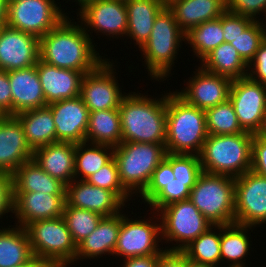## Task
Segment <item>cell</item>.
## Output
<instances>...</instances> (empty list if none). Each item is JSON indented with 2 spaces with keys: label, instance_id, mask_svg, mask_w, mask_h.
Wrapping results in <instances>:
<instances>
[{
  "label": "cell",
  "instance_id": "1",
  "mask_svg": "<svg viewBox=\"0 0 266 267\" xmlns=\"http://www.w3.org/2000/svg\"><path fill=\"white\" fill-rule=\"evenodd\" d=\"M67 15L40 38V59L50 65L82 72L95 70L105 59L94 48L83 24L71 22ZM75 24V25H74Z\"/></svg>",
  "mask_w": 266,
  "mask_h": 267
},
{
  "label": "cell",
  "instance_id": "2",
  "mask_svg": "<svg viewBox=\"0 0 266 267\" xmlns=\"http://www.w3.org/2000/svg\"><path fill=\"white\" fill-rule=\"evenodd\" d=\"M131 93L125 95L119 106L122 142L165 144L168 93L159 99Z\"/></svg>",
  "mask_w": 266,
  "mask_h": 267
},
{
  "label": "cell",
  "instance_id": "3",
  "mask_svg": "<svg viewBox=\"0 0 266 267\" xmlns=\"http://www.w3.org/2000/svg\"><path fill=\"white\" fill-rule=\"evenodd\" d=\"M167 153L199 155L208 137L205 110L188 104L176 91L166 102Z\"/></svg>",
  "mask_w": 266,
  "mask_h": 267
},
{
  "label": "cell",
  "instance_id": "4",
  "mask_svg": "<svg viewBox=\"0 0 266 267\" xmlns=\"http://www.w3.org/2000/svg\"><path fill=\"white\" fill-rule=\"evenodd\" d=\"M253 135H208L199 153L202 171L233 178L250 171Z\"/></svg>",
  "mask_w": 266,
  "mask_h": 267
},
{
  "label": "cell",
  "instance_id": "5",
  "mask_svg": "<svg viewBox=\"0 0 266 267\" xmlns=\"http://www.w3.org/2000/svg\"><path fill=\"white\" fill-rule=\"evenodd\" d=\"M181 41H185V33L165 6L155 18L149 39L139 49L152 80L159 81L171 74Z\"/></svg>",
  "mask_w": 266,
  "mask_h": 267
},
{
  "label": "cell",
  "instance_id": "6",
  "mask_svg": "<svg viewBox=\"0 0 266 267\" xmlns=\"http://www.w3.org/2000/svg\"><path fill=\"white\" fill-rule=\"evenodd\" d=\"M166 154L165 144L122 142L114 147L113 158L123 187L131 195H141Z\"/></svg>",
  "mask_w": 266,
  "mask_h": 267
},
{
  "label": "cell",
  "instance_id": "7",
  "mask_svg": "<svg viewBox=\"0 0 266 267\" xmlns=\"http://www.w3.org/2000/svg\"><path fill=\"white\" fill-rule=\"evenodd\" d=\"M235 178L202 172L190 190V201L213 225L235 223Z\"/></svg>",
  "mask_w": 266,
  "mask_h": 267
},
{
  "label": "cell",
  "instance_id": "8",
  "mask_svg": "<svg viewBox=\"0 0 266 267\" xmlns=\"http://www.w3.org/2000/svg\"><path fill=\"white\" fill-rule=\"evenodd\" d=\"M25 229L34 257L46 261L49 265L74 264L77 245L62 216L31 222Z\"/></svg>",
  "mask_w": 266,
  "mask_h": 267
},
{
  "label": "cell",
  "instance_id": "9",
  "mask_svg": "<svg viewBox=\"0 0 266 267\" xmlns=\"http://www.w3.org/2000/svg\"><path fill=\"white\" fill-rule=\"evenodd\" d=\"M154 213L159 216L156 219H160L157 220V223H161V239L166 240L167 243L169 241L176 242L169 250L182 251L193 240L213 226L190 199L169 204L158 213Z\"/></svg>",
  "mask_w": 266,
  "mask_h": 267
},
{
  "label": "cell",
  "instance_id": "10",
  "mask_svg": "<svg viewBox=\"0 0 266 267\" xmlns=\"http://www.w3.org/2000/svg\"><path fill=\"white\" fill-rule=\"evenodd\" d=\"M55 2V0L9 1L6 25L40 39L66 17V13H63V9Z\"/></svg>",
  "mask_w": 266,
  "mask_h": 267
},
{
  "label": "cell",
  "instance_id": "11",
  "mask_svg": "<svg viewBox=\"0 0 266 267\" xmlns=\"http://www.w3.org/2000/svg\"><path fill=\"white\" fill-rule=\"evenodd\" d=\"M113 63L105 59L95 70L86 73L81 82L80 97L89 112L117 109L125 92L119 88Z\"/></svg>",
  "mask_w": 266,
  "mask_h": 267
},
{
  "label": "cell",
  "instance_id": "12",
  "mask_svg": "<svg viewBox=\"0 0 266 267\" xmlns=\"http://www.w3.org/2000/svg\"><path fill=\"white\" fill-rule=\"evenodd\" d=\"M235 223L266 224V177L252 170L235 178Z\"/></svg>",
  "mask_w": 266,
  "mask_h": 267
},
{
  "label": "cell",
  "instance_id": "13",
  "mask_svg": "<svg viewBox=\"0 0 266 267\" xmlns=\"http://www.w3.org/2000/svg\"><path fill=\"white\" fill-rule=\"evenodd\" d=\"M145 219H129L122 214L121 227L113 255L124 259L149 255H159L163 248L158 245L162 239L161 223ZM150 221V222H149ZM160 235V236H159ZM160 240V241H158ZM162 249V250H161Z\"/></svg>",
  "mask_w": 266,
  "mask_h": 267
},
{
  "label": "cell",
  "instance_id": "14",
  "mask_svg": "<svg viewBox=\"0 0 266 267\" xmlns=\"http://www.w3.org/2000/svg\"><path fill=\"white\" fill-rule=\"evenodd\" d=\"M229 100L232 102L241 128L256 134L266 112V86L248 76L234 79Z\"/></svg>",
  "mask_w": 266,
  "mask_h": 267
},
{
  "label": "cell",
  "instance_id": "15",
  "mask_svg": "<svg viewBox=\"0 0 266 267\" xmlns=\"http://www.w3.org/2000/svg\"><path fill=\"white\" fill-rule=\"evenodd\" d=\"M79 10L80 23L84 24L87 33L91 27L96 33L101 32L112 38L127 35V8L124 1L88 0Z\"/></svg>",
  "mask_w": 266,
  "mask_h": 267
},
{
  "label": "cell",
  "instance_id": "16",
  "mask_svg": "<svg viewBox=\"0 0 266 267\" xmlns=\"http://www.w3.org/2000/svg\"><path fill=\"white\" fill-rule=\"evenodd\" d=\"M40 59V39L7 25L0 29V69L11 71L25 69Z\"/></svg>",
  "mask_w": 266,
  "mask_h": 267
},
{
  "label": "cell",
  "instance_id": "17",
  "mask_svg": "<svg viewBox=\"0 0 266 267\" xmlns=\"http://www.w3.org/2000/svg\"><path fill=\"white\" fill-rule=\"evenodd\" d=\"M196 71L186 83V88L176 91L188 104L206 110L229 99L231 78L207 72L202 67Z\"/></svg>",
  "mask_w": 266,
  "mask_h": 267
},
{
  "label": "cell",
  "instance_id": "18",
  "mask_svg": "<svg viewBox=\"0 0 266 267\" xmlns=\"http://www.w3.org/2000/svg\"><path fill=\"white\" fill-rule=\"evenodd\" d=\"M65 200L67 206L93 211L103 217L119 214L125 206L114 192L78 179L65 186Z\"/></svg>",
  "mask_w": 266,
  "mask_h": 267
},
{
  "label": "cell",
  "instance_id": "19",
  "mask_svg": "<svg viewBox=\"0 0 266 267\" xmlns=\"http://www.w3.org/2000/svg\"><path fill=\"white\" fill-rule=\"evenodd\" d=\"M56 126V143L85 141L89 110L80 96L47 105Z\"/></svg>",
  "mask_w": 266,
  "mask_h": 267
},
{
  "label": "cell",
  "instance_id": "20",
  "mask_svg": "<svg viewBox=\"0 0 266 267\" xmlns=\"http://www.w3.org/2000/svg\"><path fill=\"white\" fill-rule=\"evenodd\" d=\"M32 157L33 150L20 121L9 115L0 118V172L13 174Z\"/></svg>",
  "mask_w": 266,
  "mask_h": 267
},
{
  "label": "cell",
  "instance_id": "21",
  "mask_svg": "<svg viewBox=\"0 0 266 267\" xmlns=\"http://www.w3.org/2000/svg\"><path fill=\"white\" fill-rule=\"evenodd\" d=\"M65 204V194L14 192L16 225L25 228L31 222L61 217Z\"/></svg>",
  "mask_w": 266,
  "mask_h": 267
},
{
  "label": "cell",
  "instance_id": "22",
  "mask_svg": "<svg viewBox=\"0 0 266 267\" xmlns=\"http://www.w3.org/2000/svg\"><path fill=\"white\" fill-rule=\"evenodd\" d=\"M36 67L47 105L80 96L82 72L58 68L41 59Z\"/></svg>",
  "mask_w": 266,
  "mask_h": 267
},
{
  "label": "cell",
  "instance_id": "23",
  "mask_svg": "<svg viewBox=\"0 0 266 267\" xmlns=\"http://www.w3.org/2000/svg\"><path fill=\"white\" fill-rule=\"evenodd\" d=\"M12 92V116L47 106L36 65L8 71Z\"/></svg>",
  "mask_w": 266,
  "mask_h": 267
},
{
  "label": "cell",
  "instance_id": "24",
  "mask_svg": "<svg viewBox=\"0 0 266 267\" xmlns=\"http://www.w3.org/2000/svg\"><path fill=\"white\" fill-rule=\"evenodd\" d=\"M75 148L73 142H57L37 148L32 159L47 174L65 186L75 179Z\"/></svg>",
  "mask_w": 266,
  "mask_h": 267
},
{
  "label": "cell",
  "instance_id": "25",
  "mask_svg": "<svg viewBox=\"0 0 266 267\" xmlns=\"http://www.w3.org/2000/svg\"><path fill=\"white\" fill-rule=\"evenodd\" d=\"M122 213L103 217L97 228L77 245L75 261L113 255L121 227ZM108 253V254H107Z\"/></svg>",
  "mask_w": 266,
  "mask_h": 267
},
{
  "label": "cell",
  "instance_id": "26",
  "mask_svg": "<svg viewBox=\"0 0 266 267\" xmlns=\"http://www.w3.org/2000/svg\"><path fill=\"white\" fill-rule=\"evenodd\" d=\"M167 7L180 29L187 33L201 23L219 18L226 11V0H176Z\"/></svg>",
  "mask_w": 266,
  "mask_h": 267
},
{
  "label": "cell",
  "instance_id": "27",
  "mask_svg": "<svg viewBox=\"0 0 266 267\" xmlns=\"http://www.w3.org/2000/svg\"><path fill=\"white\" fill-rule=\"evenodd\" d=\"M127 35L138 48L149 39L153 24L158 13L165 7L161 0H128Z\"/></svg>",
  "mask_w": 266,
  "mask_h": 267
},
{
  "label": "cell",
  "instance_id": "28",
  "mask_svg": "<svg viewBox=\"0 0 266 267\" xmlns=\"http://www.w3.org/2000/svg\"><path fill=\"white\" fill-rule=\"evenodd\" d=\"M15 117L22 124L26 140L33 151L56 143V126L48 106L26 110Z\"/></svg>",
  "mask_w": 266,
  "mask_h": 267
},
{
  "label": "cell",
  "instance_id": "29",
  "mask_svg": "<svg viewBox=\"0 0 266 267\" xmlns=\"http://www.w3.org/2000/svg\"><path fill=\"white\" fill-rule=\"evenodd\" d=\"M12 175L14 192L65 194V185L47 174L33 159L23 163Z\"/></svg>",
  "mask_w": 266,
  "mask_h": 267
},
{
  "label": "cell",
  "instance_id": "30",
  "mask_svg": "<svg viewBox=\"0 0 266 267\" xmlns=\"http://www.w3.org/2000/svg\"><path fill=\"white\" fill-rule=\"evenodd\" d=\"M85 141L117 147L122 143L119 108L89 112Z\"/></svg>",
  "mask_w": 266,
  "mask_h": 267
},
{
  "label": "cell",
  "instance_id": "31",
  "mask_svg": "<svg viewBox=\"0 0 266 267\" xmlns=\"http://www.w3.org/2000/svg\"><path fill=\"white\" fill-rule=\"evenodd\" d=\"M200 66L207 72L232 80L246 77L248 74V64L241 58L237 49L228 42H223L212 50L201 61Z\"/></svg>",
  "mask_w": 266,
  "mask_h": 267
},
{
  "label": "cell",
  "instance_id": "32",
  "mask_svg": "<svg viewBox=\"0 0 266 267\" xmlns=\"http://www.w3.org/2000/svg\"><path fill=\"white\" fill-rule=\"evenodd\" d=\"M10 227L0 229V267L23 265L34 257L26 229Z\"/></svg>",
  "mask_w": 266,
  "mask_h": 267
},
{
  "label": "cell",
  "instance_id": "33",
  "mask_svg": "<svg viewBox=\"0 0 266 267\" xmlns=\"http://www.w3.org/2000/svg\"><path fill=\"white\" fill-rule=\"evenodd\" d=\"M248 229L251 230L252 227L236 223L220 225L221 261H231L227 267H245V263L241 259L248 255L251 248Z\"/></svg>",
  "mask_w": 266,
  "mask_h": 267
},
{
  "label": "cell",
  "instance_id": "34",
  "mask_svg": "<svg viewBox=\"0 0 266 267\" xmlns=\"http://www.w3.org/2000/svg\"><path fill=\"white\" fill-rule=\"evenodd\" d=\"M113 154L114 147L108 145H100L86 141L76 143L74 163L75 179L86 180L90 175L98 172L106 165L113 158Z\"/></svg>",
  "mask_w": 266,
  "mask_h": 267
},
{
  "label": "cell",
  "instance_id": "35",
  "mask_svg": "<svg viewBox=\"0 0 266 267\" xmlns=\"http://www.w3.org/2000/svg\"><path fill=\"white\" fill-rule=\"evenodd\" d=\"M185 40L192 47L194 55L202 61L212 50L224 42L222 15L191 28L185 33Z\"/></svg>",
  "mask_w": 266,
  "mask_h": 267
},
{
  "label": "cell",
  "instance_id": "36",
  "mask_svg": "<svg viewBox=\"0 0 266 267\" xmlns=\"http://www.w3.org/2000/svg\"><path fill=\"white\" fill-rule=\"evenodd\" d=\"M213 228L214 230L218 229L219 232H215L212 230ZM182 251L193 263L218 267L221 263L220 225L211 226Z\"/></svg>",
  "mask_w": 266,
  "mask_h": 267
},
{
  "label": "cell",
  "instance_id": "37",
  "mask_svg": "<svg viewBox=\"0 0 266 267\" xmlns=\"http://www.w3.org/2000/svg\"><path fill=\"white\" fill-rule=\"evenodd\" d=\"M208 135L239 134L244 131L237 119L232 102L228 99L205 110Z\"/></svg>",
  "mask_w": 266,
  "mask_h": 267
},
{
  "label": "cell",
  "instance_id": "38",
  "mask_svg": "<svg viewBox=\"0 0 266 267\" xmlns=\"http://www.w3.org/2000/svg\"><path fill=\"white\" fill-rule=\"evenodd\" d=\"M62 217L76 245L90 235L103 218L100 214L65 204Z\"/></svg>",
  "mask_w": 266,
  "mask_h": 267
},
{
  "label": "cell",
  "instance_id": "39",
  "mask_svg": "<svg viewBox=\"0 0 266 267\" xmlns=\"http://www.w3.org/2000/svg\"><path fill=\"white\" fill-rule=\"evenodd\" d=\"M165 159L171 164L175 179L187 182L191 190L203 172L199 155L167 153Z\"/></svg>",
  "mask_w": 266,
  "mask_h": 267
},
{
  "label": "cell",
  "instance_id": "40",
  "mask_svg": "<svg viewBox=\"0 0 266 267\" xmlns=\"http://www.w3.org/2000/svg\"><path fill=\"white\" fill-rule=\"evenodd\" d=\"M86 181L91 185L114 192L124 203L129 200V197L133 196L123 187L114 158H112L98 172L90 175Z\"/></svg>",
  "mask_w": 266,
  "mask_h": 267
},
{
  "label": "cell",
  "instance_id": "41",
  "mask_svg": "<svg viewBox=\"0 0 266 267\" xmlns=\"http://www.w3.org/2000/svg\"><path fill=\"white\" fill-rule=\"evenodd\" d=\"M263 42V32L258 18L230 44L237 49L241 58L249 65Z\"/></svg>",
  "mask_w": 266,
  "mask_h": 267
},
{
  "label": "cell",
  "instance_id": "42",
  "mask_svg": "<svg viewBox=\"0 0 266 267\" xmlns=\"http://www.w3.org/2000/svg\"><path fill=\"white\" fill-rule=\"evenodd\" d=\"M189 196L190 189L187 187V182L173 179L148 204L152 210L159 212L169 204L189 199Z\"/></svg>",
  "mask_w": 266,
  "mask_h": 267
},
{
  "label": "cell",
  "instance_id": "43",
  "mask_svg": "<svg viewBox=\"0 0 266 267\" xmlns=\"http://www.w3.org/2000/svg\"><path fill=\"white\" fill-rule=\"evenodd\" d=\"M175 179L171 164L164 158L153 172L150 183L140 195L142 202L148 203L165 187L171 180Z\"/></svg>",
  "mask_w": 266,
  "mask_h": 267
},
{
  "label": "cell",
  "instance_id": "44",
  "mask_svg": "<svg viewBox=\"0 0 266 267\" xmlns=\"http://www.w3.org/2000/svg\"><path fill=\"white\" fill-rule=\"evenodd\" d=\"M255 20L229 11L222 14V28L224 42H232L238 35L243 33Z\"/></svg>",
  "mask_w": 266,
  "mask_h": 267
},
{
  "label": "cell",
  "instance_id": "45",
  "mask_svg": "<svg viewBox=\"0 0 266 267\" xmlns=\"http://www.w3.org/2000/svg\"><path fill=\"white\" fill-rule=\"evenodd\" d=\"M226 10L256 21V15L266 12V0H226Z\"/></svg>",
  "mask_w": 266,
  "mask_h": 267
},
{
  "label": "cell",
  "instance_id": "46",
  "mask_svg": "<svg viewBox=\"0 0 266 267\" xmlns=\"http://www.w3.org/2000/svg\"><path fill=\"white\" fill-rule=\"evenodd\" d=\"M10 211L14 213L13 175L0 172V217Z\"/></svg>",
  "mask_w": 266,
  "mask_h": 267
},
{
  "label": "cell",
  "instance_id": "47",
  "mask_svg": "<svg viewBox=\"0 0 266 267\" xmlns=\"http://www.w3.org/2000/svg\"><path fill=\"white\" fill-rule=\"evenodd\" d=\"M251 170L266 177V139L256 134L252 140Z\"/></svg>",
  "mask_w": 266,
  "mask_h": 267
},
{
  "label": "cell",
  "instance_id": "48",
  "mask_svg": "<svg viewBox=\"0 0 266 267\" xmlns=\"http://www.w3.org/2000/svg\"><path fill=\"white\" fill-rule=\"evenodd\" d=\"M251 69V71H250ZM247 76L264 86H266V42L264 41L254 59L248 65V74Z\"/></svg>",
  "mask_w": 266,
  "mask_h": 267
},
{
  "label": "cell",
  "instance_id": "49",
  "mask_svg": "<svg viewBox=\"0 0 266 267\" xmlns=\"http://www.w3.org/2000/svg\"><path fill=\"white\" fill-rule=\"evenodd\" d=\"M166 248L158 255L156 267H188V259L183 251Z\"/></svg>",
  "mask_w": 266,
  "mask_h": 267
},
{
  "label": "cell",
  "instance_id": "50",
  "mask_svg": "<svg viewBox=\"0 0 266 267\" xmlns=\"http://www.w3.org/2000/svg\"><path fill=\"white\" fill-rule=\"evenodd\" d=\"M0 111L12 116V92L8 72L0 69Z\"/></svg>",
  "mask_w": 266,
  "mask_h": 267
},
{
  "label": "cell",
  "instance_id": "51",
  "mask_svg": "<svg viewBox=\"0 0 266 267\" xmlns=\"http://www.w3.org/2000/svg\"><path fill=\"white\" fill-rule=\"evenodd\" d=\"M158 255L131 257L123 259V267H156Z\"/></svg>",
  "mask_w": 266,
  "mask_h": 267
},
{
  "label": "cell",
  "instance_id": "52",
  "mask_svg": "<svg viewBox=\"0 0 266 267\" xmlns=\"http://www.w3.org/2000/svg\"><path fill=\"white\" fill-rule=\"evenodd\" d=\"M49 264L37 257H33L30 261L23 265L15 266V267H47Z\"/></svg>",
  "mask_w": 266,
  "mask_h": 267
},
{
  "label": "cell",
  "instance_id": "53",
  "mask_svg": "<svg viewBox=\"0 0 266 267\" xmlns=\"http://www.w3.org/2000/svg\"><path fill=\"white\" fill-rule=\"evenodd\" d=\"M7 8H8L7 0H0V23L2 25H6L7 22Z\"/></svg>",
  "mask_w": 266,
  "mask_h": 267
},
{
  "label": "cell",
  "instance_id": "54",
  "mask_svg": "<svg viewBox=\"0 0 266 267\" xmlns=\"http://www.w3.org/2000/svg\"><path fill=\"white\" fill-rule=\"evenodd\" d=\"M256 135L266 139V112L264 114L261 126L257 131Z\"/></svg>",
  "mask_w": 266,
  "mask_h": 267
},
{
  "label": "cell",
  "instance_id": "55",
  "mask_svg": "<svg viewBox=\"0 0 266 267\" xmlns=\"http://www.w3.org/2000/svg\"><path fill=\"white\" fill-rule=\"evenodd\" d=\"M188 267H215L211 265L196 264L188 260Z\"/></svg>",
  "mask_w": 266,
  "mask_h": 267
},
{
  "label": "cell",
  "instance_id": "56",
  "mask_svg": "<svg viewBox=\"0 0 266 267\" xmlns=\"http://www.w3.org/2000/svg\"><path fill=\"white\" fill-rule=\"evenodd\" d=\"M265 14H266V12H265ZM265 17H266V15H264ZM266 20V19H265ZM260 25H261V28H262V32H263V37H264V41L266 42V23H265V25L263 24V21L262 22H260Z\"/></svg>",
  "mask_w": 266,
  "mask_h": 267
},
{
  "label": "cell",
  "instance_id": "57",
  "mask_svg": "<svg viewBox=\"0 0 266 267\" xmlns=\"http://www.w3.org/2000/svg\"><path fill=\"white\" fill-rule=\"evenodd\" d=\"M162 1V4L164 5V6H168V5H170L173 1H176V0H161Z\"/></svg>",
  "mask_w": 266,
  "mask_h": 267
},
{
  "label": "cell",
  "instance_id": "58",
  "mask_svg": "<svg viewBox=\"0 0 266 267\" xmlns=\"http://www.w3.org/2000/svg\"><path fill=\"white\" fill-rule=\"evenodd\" d=\"M74 2H77L80 7L84 4V0H77V1L75 0Z\"/></svg>",
  "mask_w": 266,
  "mask_h": 267
},
{
  "label": "cell",
  "instance_id": "59",
  "mask_svg": "<svg viewBox=\"0 0 266 267\" xmlns=\"http://www.w3.org/2000/svg\"><path fill=\"white\" fill-rule=\"evenodd\" d=\"M47 267H67L65 265H48Z\"/></svg>",
  "mask_w": 266,
  "mask_h": 267
},
{
  "label": "cell",
  "instance_id": "60",
  "mask_svg": "<svg viewBox=\"0 0 266 267\" xmlns=\"http://www.w3.org/2000/svg\"><path fill=\"white\" fill-rule=\"evenodd\" d=\"M5 115L0 111V118L4 117Z\"/></svg>",
  "mask_w": 266,
  "mask_h": 267
}]
</instances>
